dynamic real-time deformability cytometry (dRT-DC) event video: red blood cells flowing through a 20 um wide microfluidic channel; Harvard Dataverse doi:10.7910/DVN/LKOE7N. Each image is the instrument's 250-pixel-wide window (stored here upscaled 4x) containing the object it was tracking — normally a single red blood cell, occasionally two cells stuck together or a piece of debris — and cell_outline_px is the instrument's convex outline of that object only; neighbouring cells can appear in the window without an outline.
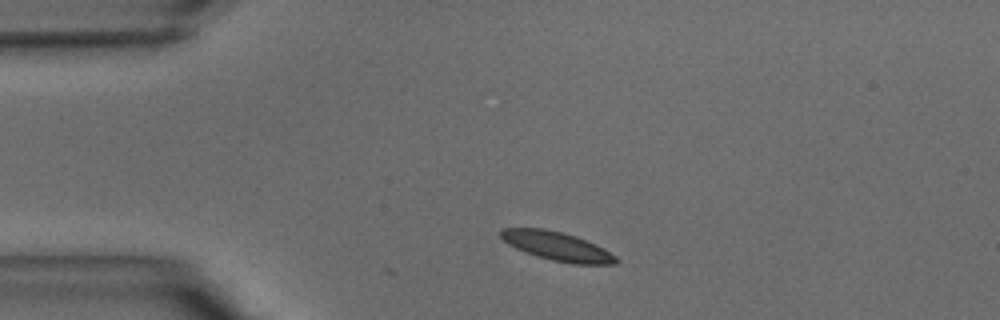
{"species": "common noctule bat (a hibernating species)", "species_latin": "Nyctalus noctula", "temperature_condition": "warm", "stored_images_in_passage": 3, "camera_frame_rate_fps": 3000, "um_per_image_px": 0.085, "animal": {"sex": "male", "body_mass_g": 15.6}, "frame": {"image": 1, "passage_image": 3, "time_ms": 0.667, "image_size_px": [1000, 320], "cell_outline_px": [[620, 260], [616, 264], [572, 264], [552, 260], [516, 248], [508, 244], [500, 236], [500, 228], [544, 228], [576, 236], [604, 248], [616, 256]], "centroid_in_image_um": [47.38, 20.93], "position_along_channel_um": 37.6, "area_um2": 19.13}}